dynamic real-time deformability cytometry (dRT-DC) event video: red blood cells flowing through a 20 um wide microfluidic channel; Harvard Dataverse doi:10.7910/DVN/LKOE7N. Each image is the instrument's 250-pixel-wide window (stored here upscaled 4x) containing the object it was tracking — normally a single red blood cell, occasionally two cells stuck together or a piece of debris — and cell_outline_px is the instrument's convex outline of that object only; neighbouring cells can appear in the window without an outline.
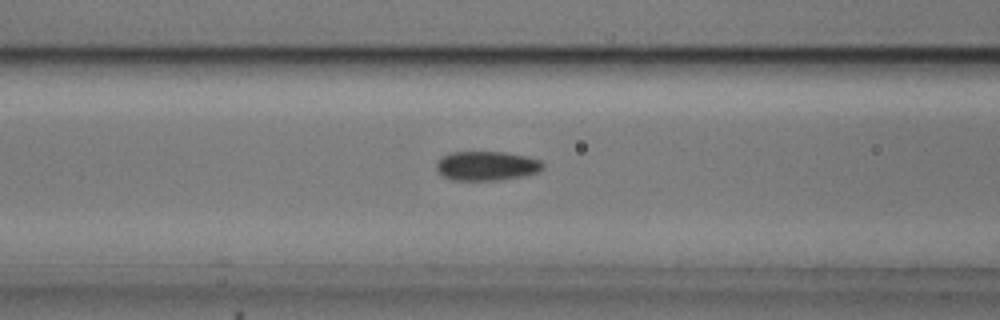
{"species": "common noctule bat (a hibernating species)", "species_latin": "Nyctalus noctula", "temperature_condition": "cold", "stored_images_in_passage": 38, "camera_frame_rate_fps": 3000, "um_per_image_px": 0.085, "animal": {"sex": "male", "body_mass_g": 20.5, "forearm_length_mm": 52.5}, "frame": {"image": 1, "passage_image": 6, "time_ms": 1.667, "image_size_px": [1000, 320], "cell_outline_px": [[544, 168], [536, 172], [524, 176], [500, 180], [452, 180], [444, 176], [436, 168], [436, 164], [448, 152], [504, 152], [528, 156], [540, 160], [544, 164]], "centroid_in_image_um": [41.4, 14.09], "position_along_channel_um": 125.2, "area_um2": 18.15}}
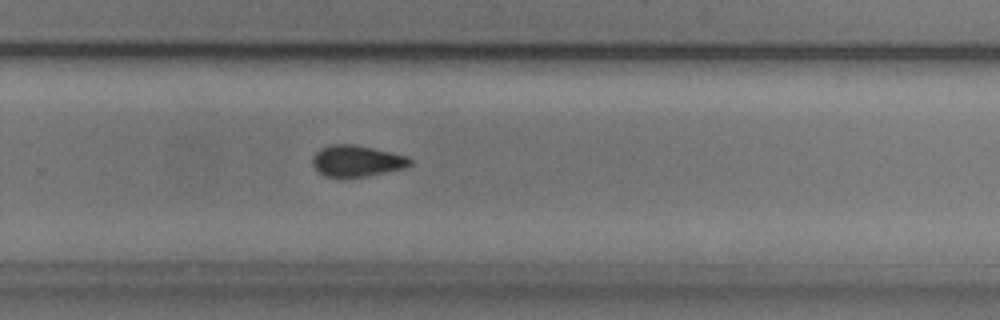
{"frame": {"image": 2, "passage_image": 20, "time_ms": 6.333, "image_size_px": [1000, 320], "cell_outline_px": [[412, 164], [404, 168], [364, 176], [324, 176], [312, 164], [312, 156], [320, 148], [332, 144], [356, 144], [408, 156], [412, 160]], "centroid_in_image_um": [30.33, 13.65], "position_along_channel_um": 299.5, "area_um2": 17.57}}
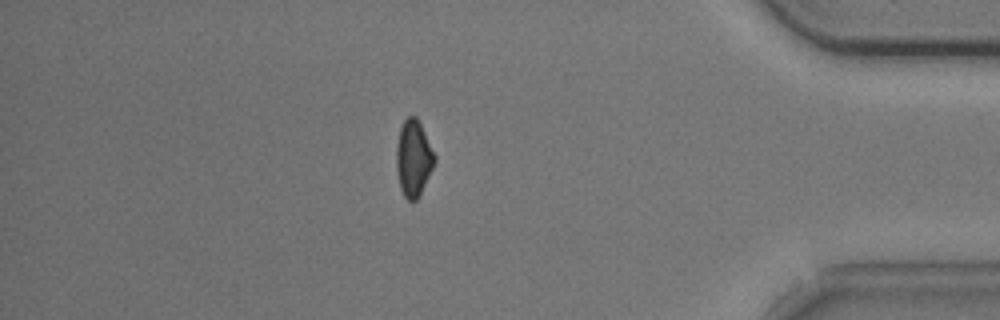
{"frame": {"image": 3, "passage_image": 31, "time_ms": 10.0, "image_size_px": [1000, 320], "cell_outline_px": [[436, 160], [416, 200], [408, 200], [404, 196], [400, 188], [396, 168], [396, 144], [400, 128], [404, 120], [408, 116], [416, 116], [436, 156]], "centroid_in_image_um": [35.12, 13.42], "position_along_channel_um": 400.1, "area_um2": 16.7}, "authors_computed_cell_mechanics": {"area_um2": 17.7446, "velocity_mm_per_s": 3.7455, "shape_relaxation_time_tau1_ms": 4.0872, "shape_relaxation_time_tau2_ms": null, "deformation_change_tau1": 0.077, "deformation_change_tau2": null}}